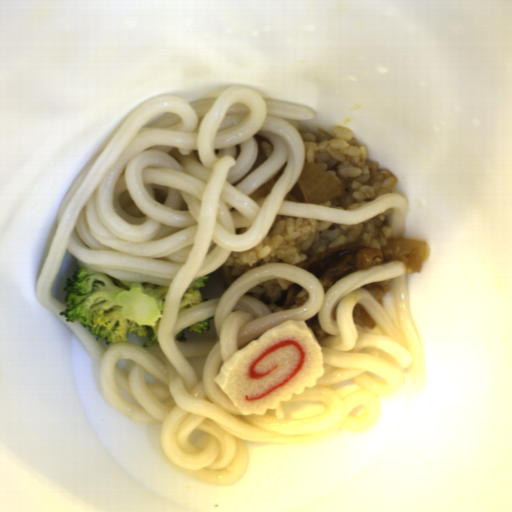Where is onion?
Instances as JSON below:
<instances>
[{"mask_svg": "<svg viewBox=\"0 0 512 512\" xmlns=\"http://www.w3.org/2000/svg\"><path fill=\"white\" fill-rule=\"evenodd\" d=\"M428 245L419 240H390L381 246L382 263H400L406 272L420 273L423 268Z\"/></svg>", "mask_w": 512, "mask_h": 512, "instance_id": "6bf65262", "label": "onion"}, {"mask_svg": "<svg viewBox=\"0 0 512 512\" xmlns=\"http://www.w3.org/2000/svg\"><path fill=\"white\" fill-rule=\"evenodd\" d=\"M305 203L318 204L340 198L344 193L333 179L319 166L304 162L297 179Z\"/></svg>", "mask_w": 512, "mask_h": 512, "instance_id": "06740285", "label": "onion"}]
</instances>
